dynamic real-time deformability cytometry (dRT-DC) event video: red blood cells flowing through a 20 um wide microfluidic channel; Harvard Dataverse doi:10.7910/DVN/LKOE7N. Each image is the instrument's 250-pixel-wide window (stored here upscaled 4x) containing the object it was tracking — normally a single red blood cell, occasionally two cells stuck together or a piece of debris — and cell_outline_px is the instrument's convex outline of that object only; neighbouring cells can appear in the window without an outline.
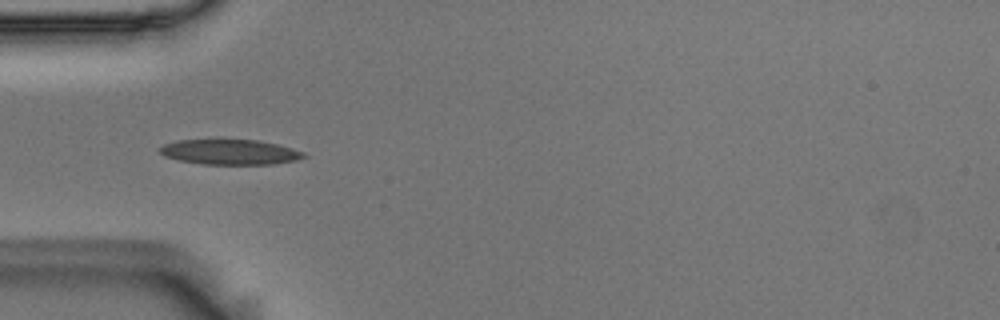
{"species": "Egyptian fruit bat (a non-hibernating species)", "species_latin": "Rousettus aegyptiacus", "temperature_condition": "room temperature", "stored_images_in_passage": 13, "camera_frame_rate_fps": 3000, "um_per_image_px": 0.085, "animal": {"sex": "male"}, "frame": {"image": 1, "passage_image": 3, "time_ms": 0.667, "image_size_px": [1000, 320], "cell_outline_px": [[304, 156], [296, 160], [272, 164], [204, 164], [180, 160], [164, 156], [160, 152], [160, 148], [164, 144], [180, 140], [256, 140], [276, 144], [292, 148], [304, 152]], "centroid_in_image_um": [19.54, 12.92], "position_along_channel_um": 65.5, "area_um2": 20.69}}
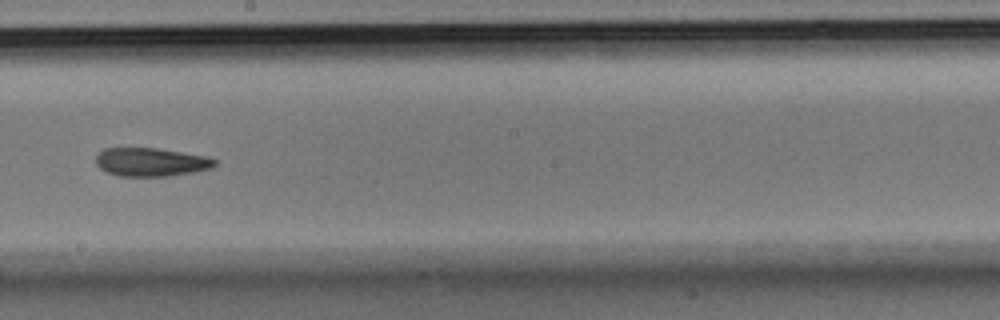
{"frame": {"image": 2, "passage_image": 7, "time_ms": 2.0, "image_size_px": [1000, 320], "cell_outline_px": [[216, 164], [212, 168], [196, 172], [168, 176], [120, 176], [108, 172], [100, 168], [96, 164], [96, 156], [104, 148], [156, 148], [204, 156], [216, 160]], "centroid_in_image_um": [12.83, 13.78], "position_along_channel_um": 235.4, "area_um2": 19.59}}
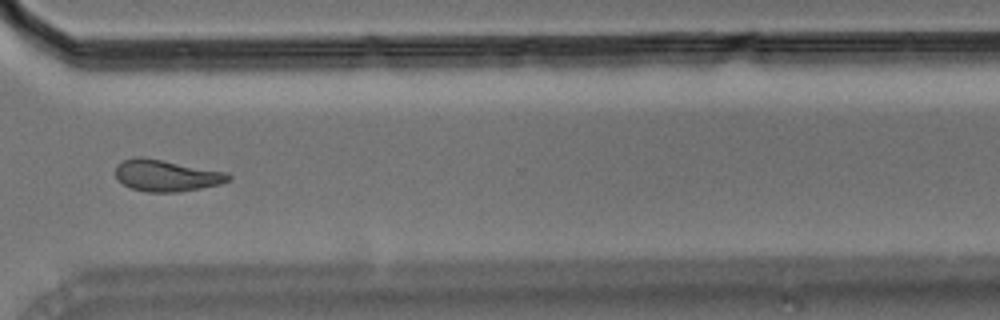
{"frame": {"image": 3, "passage_image": 10, "time_ms": 3.0, "image_size_px": [1000, 320], "cell_outline_px": [[232, 180], [220, 184], [180, 192], [148, 192], [132, 188], [124, 184], [116, 176], [116, 164], [124, 160], [136, 156], [140, 156], [228, 172], [232, 176]], "centroid_in_image_um": [14.18, 14.92], "position_along_channel_um": 356.4, "area_um2": 20.75}}